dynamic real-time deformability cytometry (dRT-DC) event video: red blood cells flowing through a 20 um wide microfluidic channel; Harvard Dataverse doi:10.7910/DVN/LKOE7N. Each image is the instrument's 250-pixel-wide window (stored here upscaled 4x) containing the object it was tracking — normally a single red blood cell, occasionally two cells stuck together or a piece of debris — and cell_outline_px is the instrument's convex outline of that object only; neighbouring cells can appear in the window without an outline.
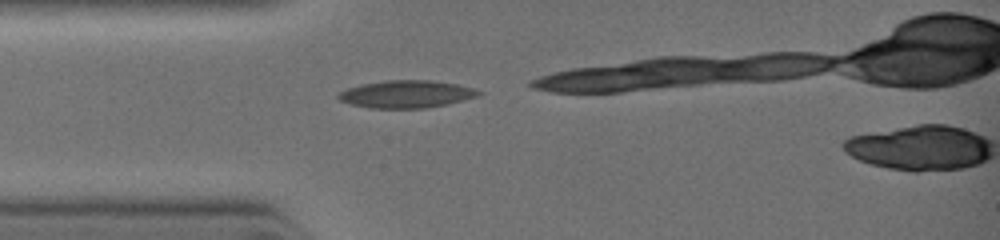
{"species": "common noctule bat (a hibernating species)", "species_latin": "Nyctalus noctula", "temperature_condition": "warm", "stored_images_in_passage": 5, "camera_frame_rate_fps": 3000, "um_per_image_px": 0.085, "animal": {"sex": "female", "body_mass_g": 19.0, "forearm_length_mm": 51.5}, "frame": {"image": 1, "passage_image": 5, "time_ms": 1.667, "image_size_px": [1000, 240], "cell_outline_px": [[484, 92], [480, 96], [448, 104], [424, 108], [368, 108], [352, 104], [340, 100], [336, 96], [340, 92], [348, 88], [360, 84], [388, 80], [432, 80], [456, 84], [472, 88]], "centroid_in_image_um": [34.57, 8.0], "position_along_channel_um": 50.4, "area_um2": 22.48}}